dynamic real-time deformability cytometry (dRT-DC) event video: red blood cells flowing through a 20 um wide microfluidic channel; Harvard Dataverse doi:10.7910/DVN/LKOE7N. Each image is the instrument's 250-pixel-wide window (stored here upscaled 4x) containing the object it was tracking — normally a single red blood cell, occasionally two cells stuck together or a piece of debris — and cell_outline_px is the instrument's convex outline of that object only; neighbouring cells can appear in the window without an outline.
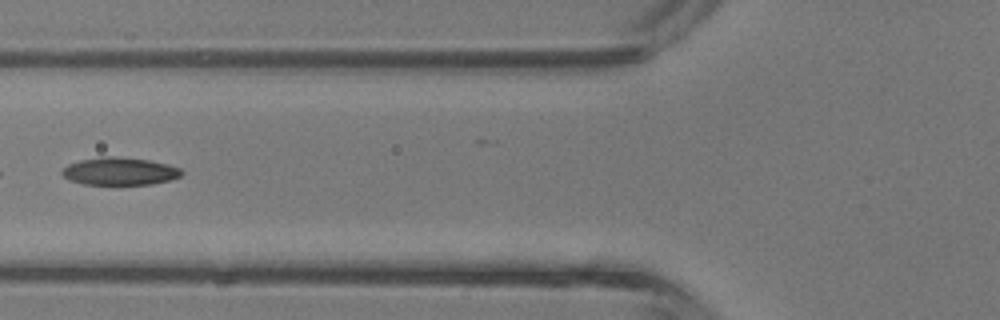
{"species": "common noctule bat (a hibernating species)", "species_latin": "Nyctalus noctula", "temperature_condition": "room temperature", "stored_images_in_passage": 36, "camera_frame_rate_fps": 3000, "um_per_image_px": 0.085, "animal": {"sex": "male", "body_mass_g": 13.3}, "frame": {"image": 1, "passage_image": 11, "time_ms": 3.333, "image_size_px": [1000, 320], "cell_outline_px": [[184, 172], [180, 176], [172, 180], [152, 184], [84, 184], [68, 180], [60, 172], [68, 164], [80, 160], [100, 156], [112, 156], [148, 160], [168, 164], [180, 168]], "centroid_in_image_um": [10.18, 14.56], "position_along_channel_um": 115.6, "area_um2": 19.31}}
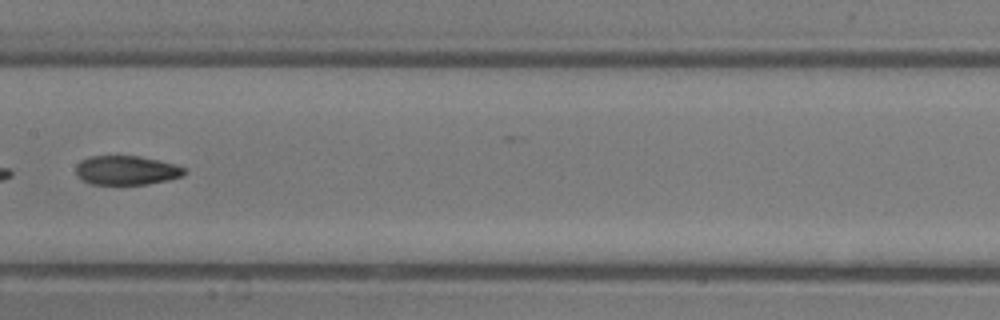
{"frame": {"image": 2, "passage_image": 16, "time_ms": 5.0, "image_size_px": [1000, 320], "cell_outline_px": [[188, 172], [184, 176], [168, 180], [148, 184], [92, 184], [84, 180], [76, 172], [76, 164], [80, 160], [88, 156], [140, 156], [172, 164], [184, 168]], "centroid_in_image_um": [10.76, 14.47], "position_along_channel_um": 196.6, "area_um2": 18.32}}
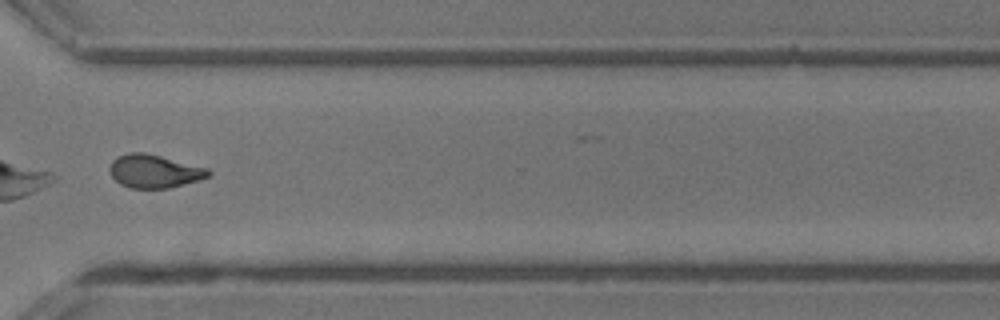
{"frame": {"image": 3, "passage_image": 26, "time_ms": 8.333, "image_size_px": [1000, 320], "cell_outline_px": [[212, 172], [208, 176], [200, 180], [168, 188], [132, 188], [120, 184], [112, 176], [108, 168], [112, 160], [116, 156], [128, 152], [144, 152], [208, 168]], "centroid_in_image_um": [13.09, 14.54], "position_along_channel_um": 357.5, "area_um2": 19.13}, "authors_computed_cell_mechanics": {"area_um2": 19.2474, "velocity_mm_per_s": 4.8378, "shape_relaxation_time_tau1_ms": 6.2585, "shape_relaxation_time_tau2_ms": 2.8663, "deformation_change_tau1": 0.2029, "deformation_change_tau2": 0.0898}}